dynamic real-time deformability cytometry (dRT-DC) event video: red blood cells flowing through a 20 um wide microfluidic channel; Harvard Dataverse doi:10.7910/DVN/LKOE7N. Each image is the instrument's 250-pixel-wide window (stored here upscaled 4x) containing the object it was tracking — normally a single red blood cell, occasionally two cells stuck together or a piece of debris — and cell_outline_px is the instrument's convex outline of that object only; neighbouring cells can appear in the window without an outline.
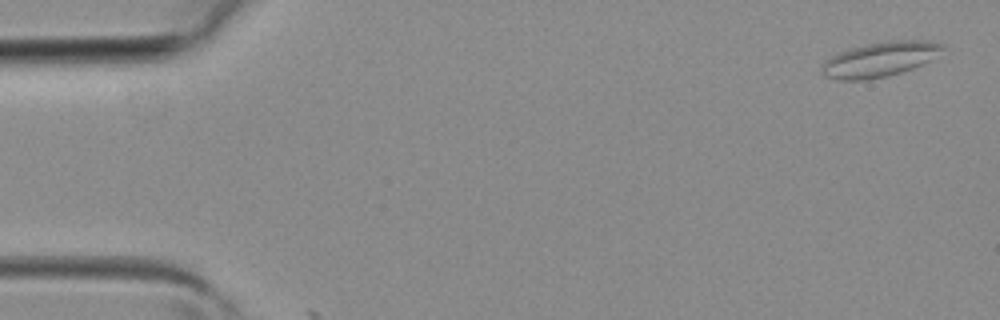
{"species": "common noctule bat (a hibernating species)", "species_latin": "Nyctalus noctula", "temperature_condition": "room temperature", "stored_images_in_passage": 3, "camera_frame_rate_fps": 3000, "um_per_image_px": 0.085, "animal": {"sex": "female", "body_mass_g": 19.3, "forearm_length_mm": 54.1}, "frame": {"image": 1, "passage_image": 1, "time_ms": 0.0, "image_size_px": [1000, 320], "cell_outline_px": [[948, 48], [928, 60], [912, 68], [888, 76], [868, 80], [836, 80], [824, 76], [824, 64], [832, 56], [840, 52], [852, 48], [868, 44], [888, 40], [928, 40], [944, 44]], "centroid_in_image_um": [74.85, 5.03], "position_along_channel_um": 10.2, "area_um2": 24.16}}